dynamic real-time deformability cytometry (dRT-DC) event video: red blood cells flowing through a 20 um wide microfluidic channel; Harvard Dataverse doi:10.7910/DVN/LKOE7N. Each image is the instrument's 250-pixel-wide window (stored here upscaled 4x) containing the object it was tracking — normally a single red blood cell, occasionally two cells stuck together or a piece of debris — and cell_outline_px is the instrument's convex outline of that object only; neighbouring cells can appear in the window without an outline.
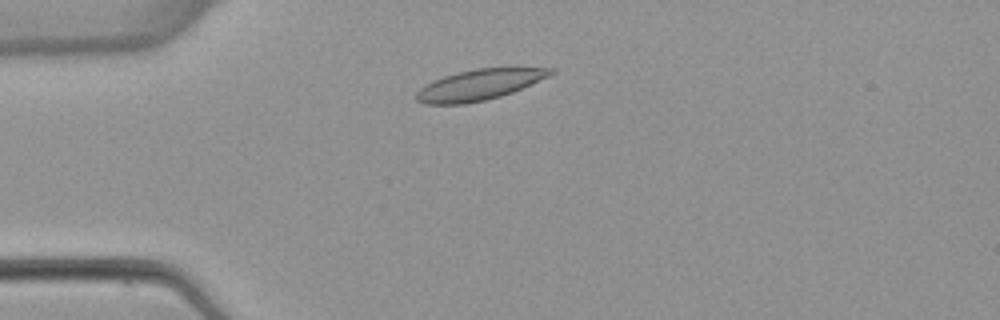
{"species": "common noctule bat (a hibernating species)", "species_latin": "Nyctalus noctula", "temperature_condition": "warm", "stored_images_in_passage": 4, "camera_frame_rate_fps": 3000, "um_per_image_px": 0.085, "animal": {"sex": "female", "body_mass_g": 22.7, "forearm_length_mm": 54.2}, "frame": {"image": 1, "passage_image": 3, "time_ms": 2.333, "image_size_px": [1000, 320], "cell_outline_px": [[556, 72], [548, 76], [512, 92], [500, 96], [484, 100], [464, 104], [424, 104], [416, 100], [416, 92], [420, 88], [444, 76], [476, 68], [556, 68]], "centroid_in_image_um": [40.73, 7.21], "position_along_channel_um": 44.3, "area_um2": 23.52}}